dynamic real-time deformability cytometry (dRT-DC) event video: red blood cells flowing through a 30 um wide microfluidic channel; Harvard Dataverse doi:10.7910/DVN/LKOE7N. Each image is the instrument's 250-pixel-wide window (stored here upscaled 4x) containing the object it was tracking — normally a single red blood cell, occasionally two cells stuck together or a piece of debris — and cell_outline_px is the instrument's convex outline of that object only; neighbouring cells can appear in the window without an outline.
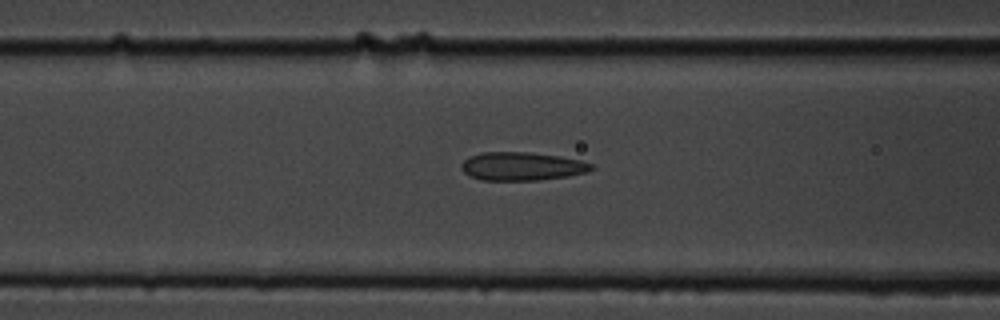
{"species": "common noctule bat (a hibernating species)", "species_latin": "Nyctalus noctula", "temperature_condition": "cold", "stored_images_in_passage": 43, "camera_frame_rate_fps": 3000, "um_per_image_px": 0.085, "animal": {"sex": "male", "body_mass_g": 19.5, "forearm_length_mm": 54.6}, "frame": {"image": 1, "passage_image": 9, "time_ms": 2.667, "image_size_px": [1000, 320], "cell_outline_px": [[596, 168], [588, 172], [568, 176], [540, 180], [480, 180], [468, 176], [460, 168], [460, 164], [468, 156], [484, 152], [528, 152], [560, 156], [580, 160], [592, 164]], "centroid_in_image_um": [44.35, 14.14], "position_along_channel_um": 122.3, "area_um2": 21.73}}
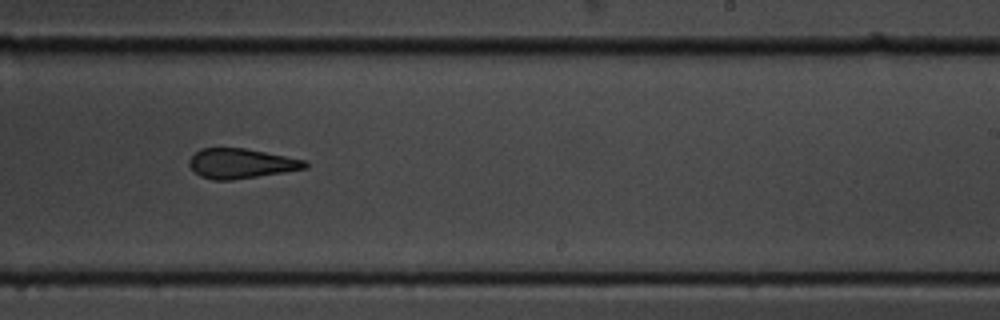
{"frame": {"image": 2, "passage_image": 21, "time_ms": 6.667, "image_size_px": [1000, 320], "cell_outline_px": [[308, 168], [284, 172], [232, 180], [212, 180], [200, 176], [188, 164], [188, 160], [200, 148], [244, 148], [308, 160]], "centroid_in_image_um": [20.51, 13.89], "position_along_channel_um": 268.5, "area_um2": 20.17}}
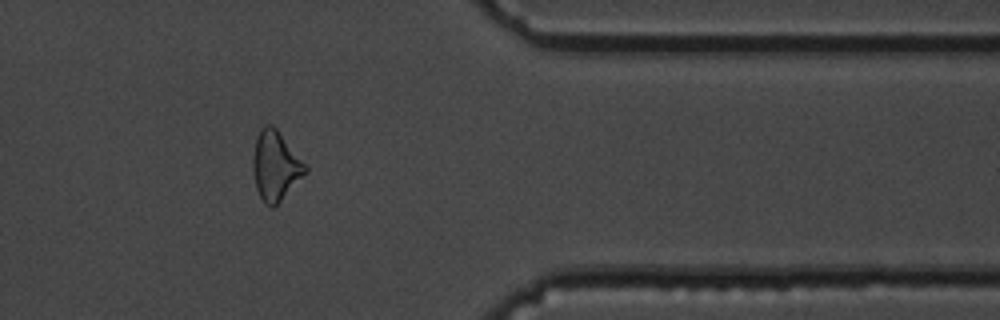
{"frame": {"image": 3, "passage_image": 32, "time_ms": 10.333, "image_size_px": [1000, 320], "cell_outline_px": [[308, 172], [272, 208], [260, 196], [256, 188], [252, 172], [252, 160], [256, 136], [260, 128], [264, 124], [272, 124], [276, 128], [308, 164]], "centroid_in_image_um": [23.43, 14.03], "position_along_channel_um": 388.0, "area_um2": 21.39}}